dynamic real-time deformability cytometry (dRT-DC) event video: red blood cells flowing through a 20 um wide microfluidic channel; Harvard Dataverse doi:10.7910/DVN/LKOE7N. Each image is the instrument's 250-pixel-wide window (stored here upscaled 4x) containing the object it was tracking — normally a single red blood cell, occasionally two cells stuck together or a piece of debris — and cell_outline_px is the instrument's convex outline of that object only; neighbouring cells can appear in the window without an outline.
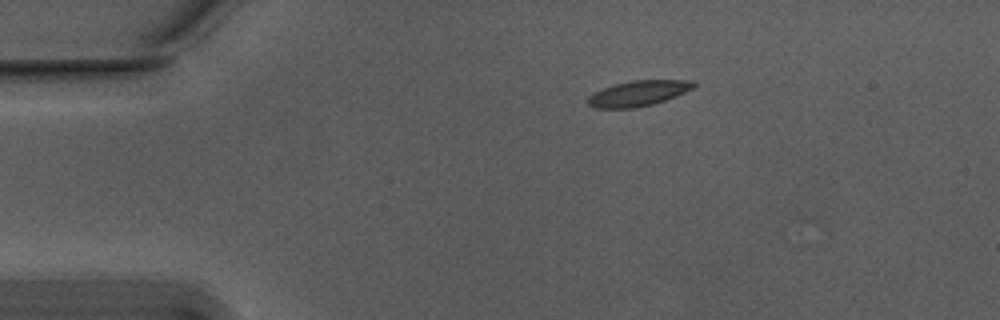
{"species": "Egyptian fruit bat (a non-hibernating species)", "species_latin": "Rousettus aegyptiacus", "temperature_condition": "warm", "stored_images_in_passage": 46, "camera_frame_rate_fps": 3000, "um_per_image_px": 0.085, "animal": {"sex": "male"}, "frame": {"image": 1, "passage_image": 1, "time_ms": 0.0, "image_size_px": [1000, 320], "cell_outline_px": [[696, 84], [692, 88], [676, 96], [652, 104], [636, 108], [592, 108], [588, 104], [588, 96], [600, 88], [632, 80], [692, 80]], "centroid_in_image_um": [54.21, 7.93], "position_along_channel_um": 30.8, "area_um2": 15.66}}
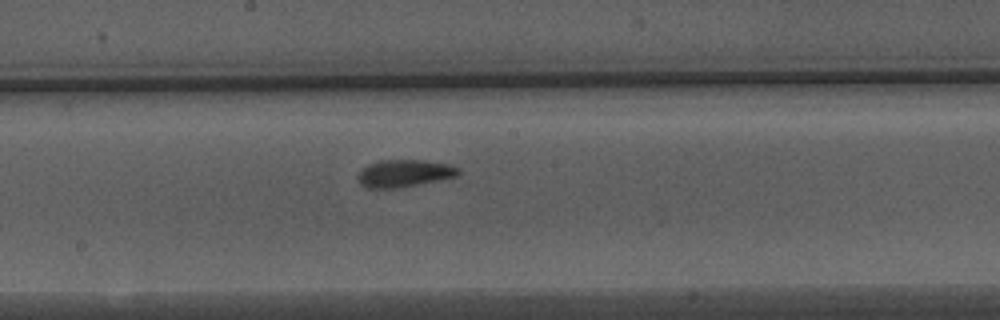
{"frame": {"image": 2, "passage_image": 20, "time_ms": 6.333, "image_size_px": [1000, 320], "cell_outline_px": [[460, 172], [456, 176], [400, 188], [368, 188], [360, 184], [356, 176], [360, 168], [368, 164], [380, 160], [424, 160], [448, 164], [460, 168]], "centroid_in_image_um": [34.31, 14.73], "position_along_channel_um": 213.9, "area_um2": 16.13}}
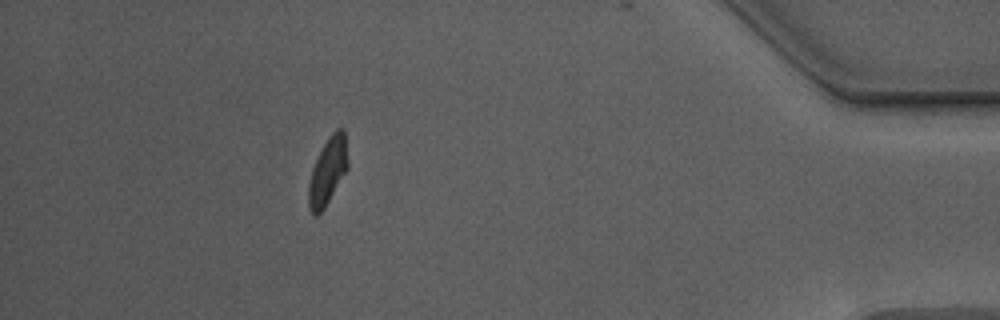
{"frame": {"image": 3, "passage_image": 40, "time_ms": 13.0, "image_size_px": [1000, 320], "cell_outline_px": [[348, 168], [324, 208], [316, 216], [312, 216], [308, 208], [308, 184], [312, 168], [328, 136], [336, 128], [344, 128], [348, 164]], "centroid_in_image_um": [27.84, 14.56], "position_along_channel_um": 407.4, "area_um2": 15.32}, "authors_computed_cell_mechanics": {"area_um2": 15.7216, "velocity_mm_per_s": 3.7327, "shape_relaxation_time_tau1_ms": 3.7619, "shape_relaxation_time_tau2_ms": 1.4655, "deformation_change_tau1": 0.1614, "deformation_change_tau2": 0.0705}}